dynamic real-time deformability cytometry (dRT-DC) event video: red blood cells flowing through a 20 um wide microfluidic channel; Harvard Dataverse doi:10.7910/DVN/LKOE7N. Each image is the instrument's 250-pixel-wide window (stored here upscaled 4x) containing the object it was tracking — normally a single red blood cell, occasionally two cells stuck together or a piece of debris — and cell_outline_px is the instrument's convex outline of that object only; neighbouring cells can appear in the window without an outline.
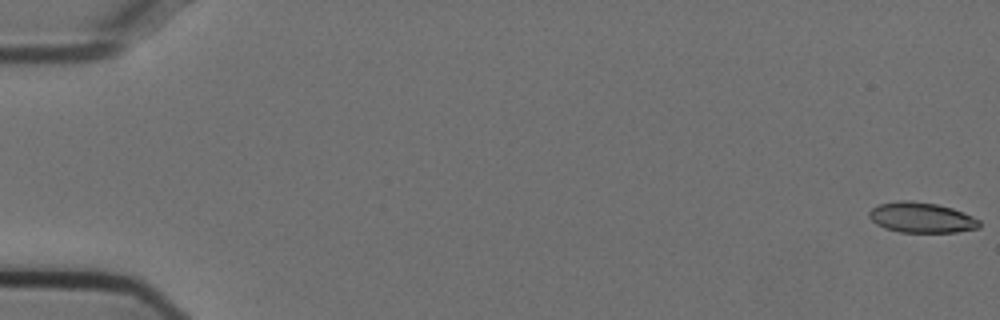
{"species": "Egyptian fruit bat (a non-hibernating species)", "species_latin": "Rousettus aegyptiacus", "temperature_condition": "cold", "stored_images_in_passage": 55, "camera_frame_rate_fps": 3000, "um_per_image_px": 0.085, "animal": {"sex": "female"}, "frame": {"image": 1, "passage_image": 1, "time_ms": 0.0, "image_size_px": [1000, 320], "cell_outline_px": [[980, 228], [956, 232], [900, 232], [884, 228], [876, 224], [868, 216], [868, 212], [872, 208], [880, 204], [900, 200], [908, 200], [936, 204], [952, 208], [972, 216], [980, 220]], "centroid_in_image_um": [78.32, 18.5], "position_along_channel_um": 6.7, "area_um2": 19.48}}
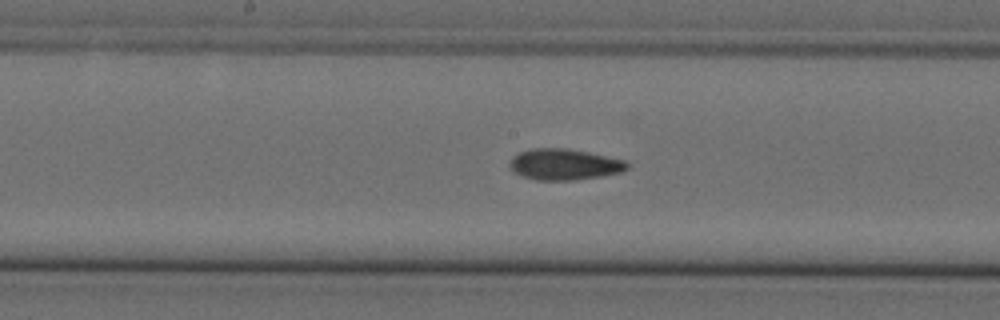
{"frame": {"image": 2, "passage_image": 29, "time_ms": 9.333, "image_size_px": [1000, 320], "cell_outline_px": [[628, 168], [620, 172], [600, 176], [576, 180], [536, 180], [512, 172], [508, 168], [508, 164], [512, 156], [520, 152], [532, 148], [568, 148], [588, 152], [624, 160], [628, 164]], "centroid_in_image_um": [47.9, 13.97], "position_along_channel_um": 200.3, "area_um2": 21.33}}
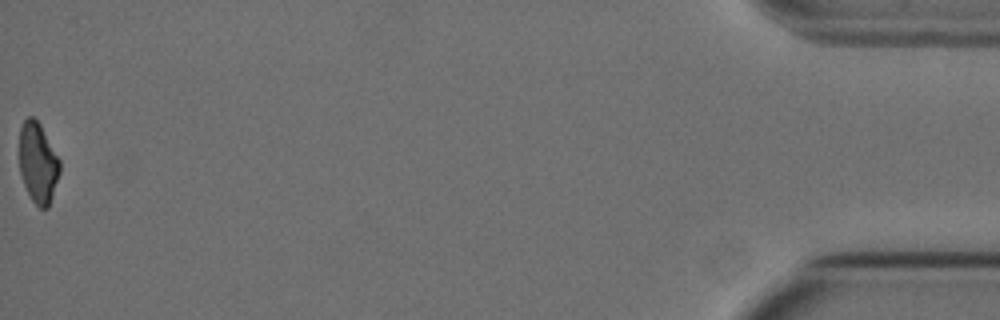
{"frame": {"image": 3, "passage_image": 55, "time_ms": 18.0, "image_size_px": [1000, 320], "cell_outline_px": [[60, 172], [48, 208], [40, 208], [32, 200], [24, 184], [20, 172], [20, 128], [24, 120], [28, 116], [32, 116], [40, 124], [60, 160]], "centroid_in_image_um": [3.23, 13.83], "position_along_channel_um": 432.0, "area_um2": 18.73}, "authors_computed_cell_mechanics": {"area_um2": 20.6346, "velocity_mm_per_s": 3.7682, "shape_relaxation_time_tau1_ms": null, "shape_relaxation_time_tau2_ms": 3.0539, "deformation_change_tau1": null, "deformation_change_tau2": 0.0866}}